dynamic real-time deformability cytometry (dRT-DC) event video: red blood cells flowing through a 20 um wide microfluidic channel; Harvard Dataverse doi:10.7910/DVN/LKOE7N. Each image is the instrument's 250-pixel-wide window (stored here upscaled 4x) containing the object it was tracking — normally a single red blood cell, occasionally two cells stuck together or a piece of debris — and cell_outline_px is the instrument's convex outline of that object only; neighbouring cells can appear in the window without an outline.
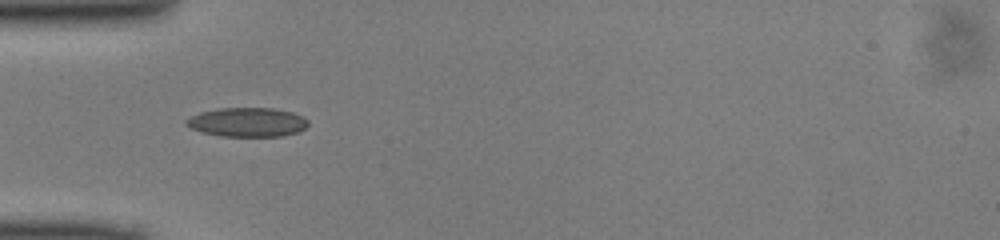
{"species": "common noctule bat (a hibernating species)", "species_latin": "Nyctalus noctula", "temperature_condition": "cold", "stored_images_in_passage": 35, "camera_frame_rate_fps": 3000, "um_per_image_px": 0.085, "animal": {"sex": "male", "body_mass_g": 13.0, "forearm_length_mm": 53.1}, "frame": {"image": 1, "passage_image": 1, "time_ms": 0.0, "image_size_px": [1000, 240], "cell_outline_px": [[308, 124], [300, 132], [280, 136], [220, 136], [200, 132], [184, 124], [184, 120], [200, 112], [220, 108], [272, 108], [292, 112], [304, 116], [308, 120]], "centroid_in_image_um": [21.02, 10.39], "position_along_channel_um": 64.0, "area_um2": 20.81}}
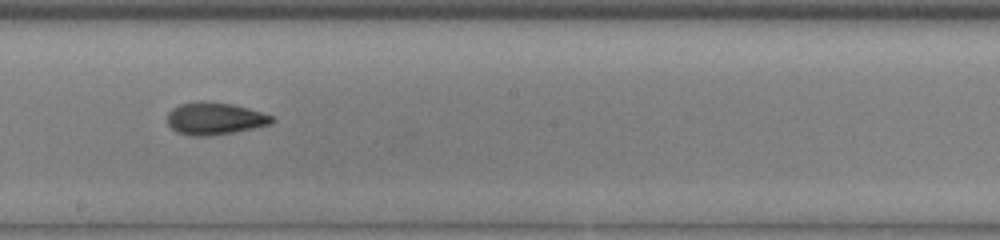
{"frame": {"image": 2, "passage_image": 13, "time_ms": 4.0, "image_size_px": [1000, 240], "cell_outline_px": [[276, 120], [272, 124], [236, 132], [208, 136], [192, 136], [176, 132], [168, 124], [168, 112], [172, 108], [180, 104], [200, 100], [208, 100], [232, 104], [248, 108], [272, 116]], "centroid_in_image_um": [18.25, 10.07], "position_along_channel_um": 229.9, "area_um2": 19.94}}
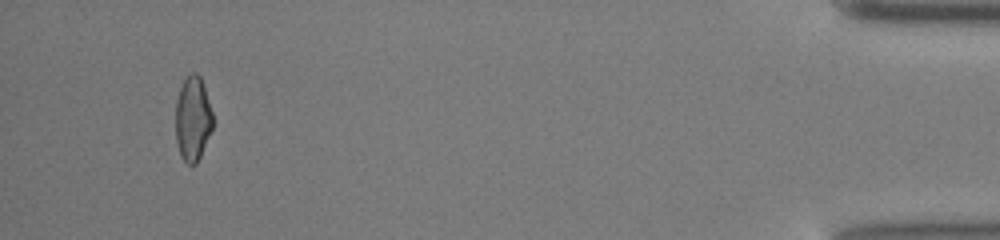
{"frame": {"image": 3, "passage_image": 32, "time_ms": 10.333, "image_size_px": [1000, 240], "cell_outline_px": [[212, 128], [200, 156], [196, 164], [188, 164], [180, 156], [176, 140], [176, 100], [180, 88], [184, 80], [192, 72], [196, 72], [200, 76], [212, 112]], "centroid_in_image_um": [16.37, 10.1], "position_along_channel_um": 418.8, "area_um2": 18.03}}